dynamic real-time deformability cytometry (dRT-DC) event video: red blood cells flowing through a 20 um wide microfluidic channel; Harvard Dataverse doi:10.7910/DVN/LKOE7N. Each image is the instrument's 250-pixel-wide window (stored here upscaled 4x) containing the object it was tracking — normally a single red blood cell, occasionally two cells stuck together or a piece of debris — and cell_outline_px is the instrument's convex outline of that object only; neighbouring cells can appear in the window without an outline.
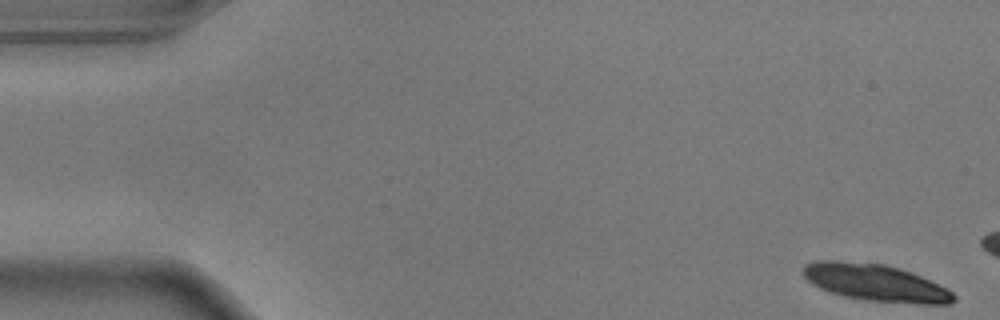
{"species": "common noctule bat (a hibernating species)", "species_latin": "Nyctalus noctula", "temperature_condition": "warm", "stored_images_in_passage": 10, "camera_frame_rate_fps": 3000, "um_per_image_px": 0.085, "animal": {"sex": "male", "body_mass_g": 17.9}, "frame": {"image": 1, "passage_image": 1, "time_ms": 0.0, "image_size_px": [1000, 320], "cell_outline_px": [[956, 300], [948, 304], [912, 304], [868, 300], [844, 296], [828, 292], [812, 284], [800, 272], [804, 264], [816, 260], [836, 260], [884, 264], [920, 276], [948, 288], [956, 296]], "centroid_in_image_um": [74.39, 24.03], "position_along_channel_um": 10.6, "area_um2": 32.54}}